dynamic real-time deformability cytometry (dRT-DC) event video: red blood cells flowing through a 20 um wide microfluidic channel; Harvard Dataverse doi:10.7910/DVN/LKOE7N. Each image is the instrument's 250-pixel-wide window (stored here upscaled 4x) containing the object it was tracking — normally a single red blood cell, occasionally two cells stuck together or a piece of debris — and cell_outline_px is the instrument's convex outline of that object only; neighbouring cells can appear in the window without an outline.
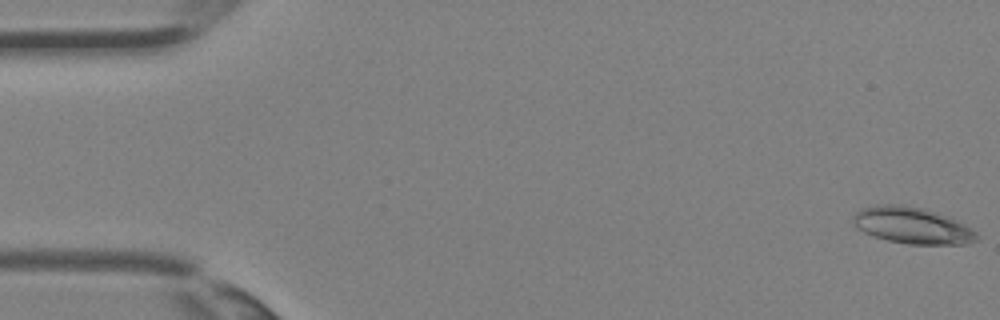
{"species": "Egyptian fruit bat (a non-hibernating species)", "species_latin": "Rousettus aegyptiacus", "temperature_condition": "room temperature", "stored_images_in_passage": 6, "camera_frame_rate_fps": 3000, "um_per_image_px": 0.085, "animal": {"sex": "female"}, "frame": {"image": 1, "passage_image": 1, "time_ms": 0.0, "image_size_px": [1000, 320], "cell_outline_px": [[976, 240], [964, 244], [908, 244], [888, 240], [864, 232], [856, 228], [852, 224], [852, 216], [856, 212], [864, 208], [884, 204], [900, 204], [924, 208], [948, 216], [972, 228], [976, 232]], "centroid_in_image_um": [77.52, 19.16], "position_along_channel_um": 7.5, "area_um2": 26.13}}